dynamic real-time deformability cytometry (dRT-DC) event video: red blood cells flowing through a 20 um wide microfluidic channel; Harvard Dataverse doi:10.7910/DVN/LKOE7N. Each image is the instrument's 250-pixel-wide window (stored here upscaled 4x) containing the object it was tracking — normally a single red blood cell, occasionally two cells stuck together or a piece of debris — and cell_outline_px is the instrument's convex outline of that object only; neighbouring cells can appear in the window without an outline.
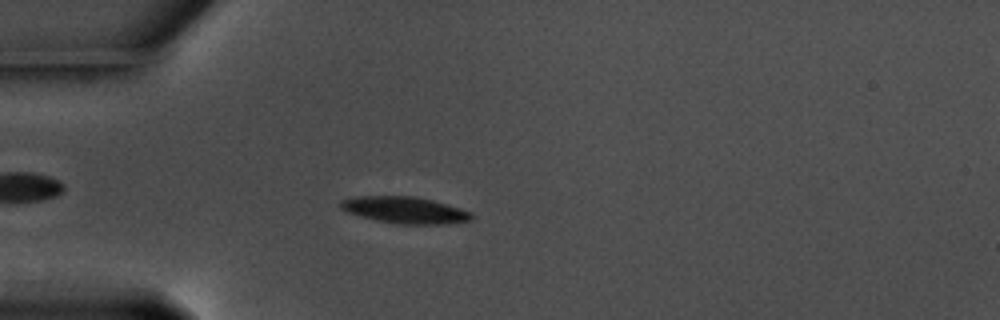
{"species": "common noctule bat (a hibernating species)", "species_latin": "Nyctalus noctula", "temperature_condition": "warm", "stored_images_in_passage": 57, "camera_frame_rate_fps": 3000, "um_per_image_px": 0.085, "animal": {"sex": "male", "body_mass_g": 17.5, "forearm_length_mm": 52.3}, "frame": {"image": 1, "passage_image": 16, "time_ms": 5.0, "image_size_px": [1000, 320], "cell_outline_px": [[476, 216], [472, 220], [448, 224], [400, 224], [376, 220], [360, 216], [348, 212], [340, 208], [340, 200], [356, 196], [416, 196], [432, 200], [460, 208], [472, 212]], "centroid_in_image_um": [34.45, 17.85], "position_along_channel_um": 50.5, "area_um2": 20.46}}
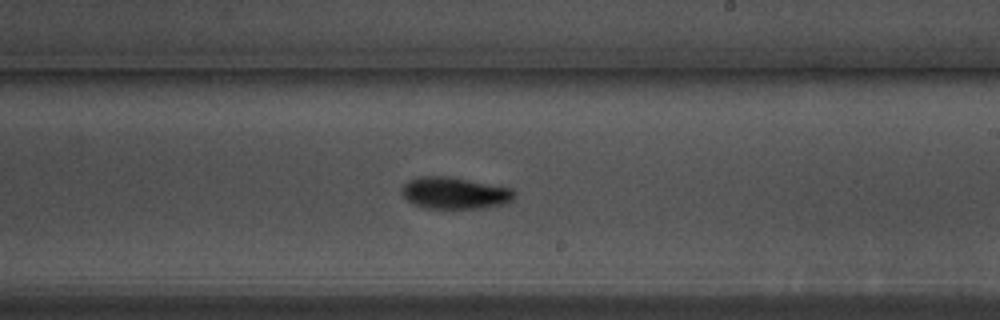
{"frame": {"image": 2, "passage_image": 34, "time_ms": 11.0, "image_size_px": [1000, 320], "cell_outline_px": [[516, 192], [512, 200], [504, 204], [480, 208], [424, 208], [412, 204], [400, 192], [400, 188], [408, 180], [420, 176], [444, 176], [512, 188]], "centroid_in_image_um": [38.61, 16.41], "position_along_channel_um": 250.4, "area_um2": 20.75}}
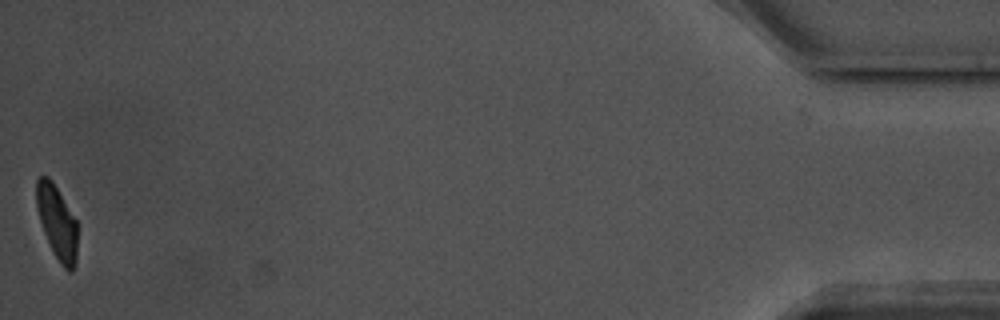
{"frame": {"image": 3, "passage_image": 57, "time_ms": 18.667, "image_size_px": [1000, 320], "cell_outline_px": [[76, 264], [72, 272], [68, 272], [60, 264], [52, 252], [44, 232], [40, 220], [36, 204], [36, 180], [40, 176], [48, 176], [52, 180], [76, 220]], "centroid_in_image_um": [4.84, 18.92], "position_along_channel_um": 430.4, "area_um2": 17.51}, "authors_computed_cell_mechanics": {"area_um2": 19.941, "velocity_mm_per_s": 3.5622, "shape_relaxation_time_tau1_ms": 2.7351, "shape_relaxation_time_tau2_ms": 9.5954, "deformation_change_tau1": 0.14, "deformation_change_tau2": 0.081}}